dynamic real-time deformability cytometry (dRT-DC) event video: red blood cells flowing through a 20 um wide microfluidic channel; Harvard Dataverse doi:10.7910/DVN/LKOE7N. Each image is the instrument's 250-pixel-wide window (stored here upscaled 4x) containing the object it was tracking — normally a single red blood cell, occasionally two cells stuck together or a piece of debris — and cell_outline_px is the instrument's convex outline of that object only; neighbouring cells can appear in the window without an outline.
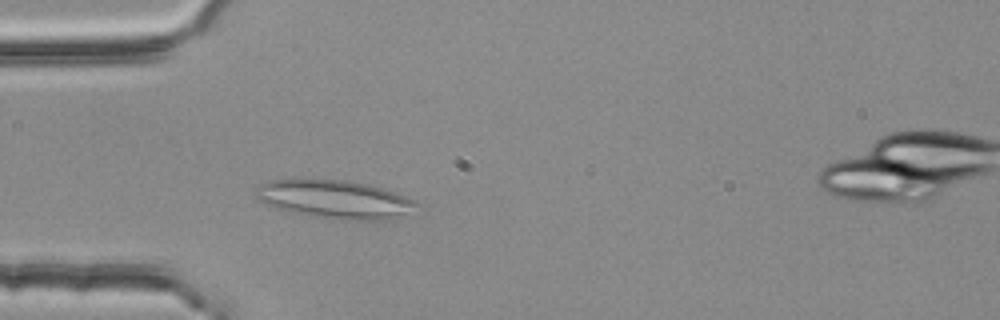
{"species": "common noctule bat (a hibernating species)", "species_latin": "Nyctalus noctula", "temperature_condition": "room temperature", "stored_images_in_passage": 2, "camera_frame_rate_fps": 3000, "um_per_image_px": 0.085, "animal": {"sex": "female", "body_mass_g": 25.1}, "frame": {"image": 1, "passage_image": 1, "time_ms": 0.0, "image_size_px": [1000, 320], "cell_outline_px": [[420, 204], [388, 220], [328, 220], [304, 216], [288, 212], [264, 204], [256, 196], [256, 188], [260, 184], [272, 180], [344, 180], [368, 184], [384, 188], [396, 192], [416, 200]], "centroid_in_image_um": [28.41, 16.96], "position_along_channel_um": 56.6, "area_um2": 36.07}}